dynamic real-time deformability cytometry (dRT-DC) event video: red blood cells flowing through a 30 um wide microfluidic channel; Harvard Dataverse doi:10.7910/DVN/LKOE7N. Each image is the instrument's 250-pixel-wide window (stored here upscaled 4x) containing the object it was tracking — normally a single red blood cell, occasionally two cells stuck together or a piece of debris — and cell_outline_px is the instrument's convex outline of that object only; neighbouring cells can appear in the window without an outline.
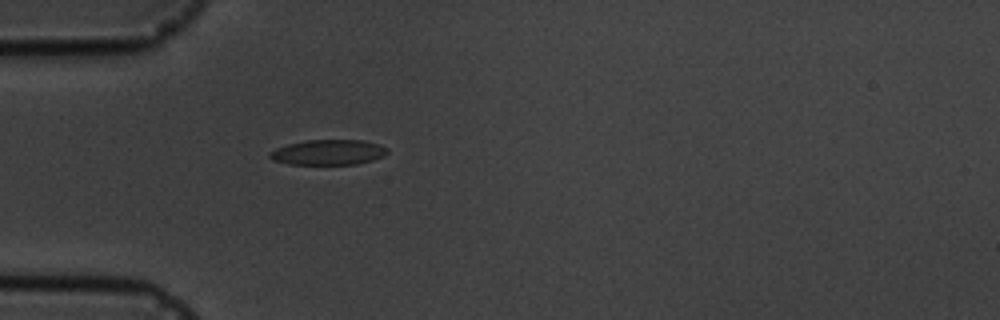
{"species": "common noctule bat (a hibernating species)", "species_latin": "Nyctalus noctula", "temperature_condition": "cold", "stored_images_in_passage": 5, "camera_frame_rate_fps": 3000, "um_per_image_px": 0.085, "animal": {"sex": "male", "body_mass_g": 19.5, "forearm_length_mm": 54.6}, "frame": {"image": 1, "passage_image": 5, "time_ms": 4.333, "image_size_px": [1000, 320], "cell_outline_px": [[388, 152], [384, 156], [372, 160], [356, 164], [288, 164], [272, 160], [268, 156], [268, 152], [276, 148], [288, 144], [304, 140], [364, 140], [380, 144], [388, 148]], "centroid_in_image_um": [27.9, 12.94], "position_along_channel_um": 57.1, "area_um2": 17.46}}